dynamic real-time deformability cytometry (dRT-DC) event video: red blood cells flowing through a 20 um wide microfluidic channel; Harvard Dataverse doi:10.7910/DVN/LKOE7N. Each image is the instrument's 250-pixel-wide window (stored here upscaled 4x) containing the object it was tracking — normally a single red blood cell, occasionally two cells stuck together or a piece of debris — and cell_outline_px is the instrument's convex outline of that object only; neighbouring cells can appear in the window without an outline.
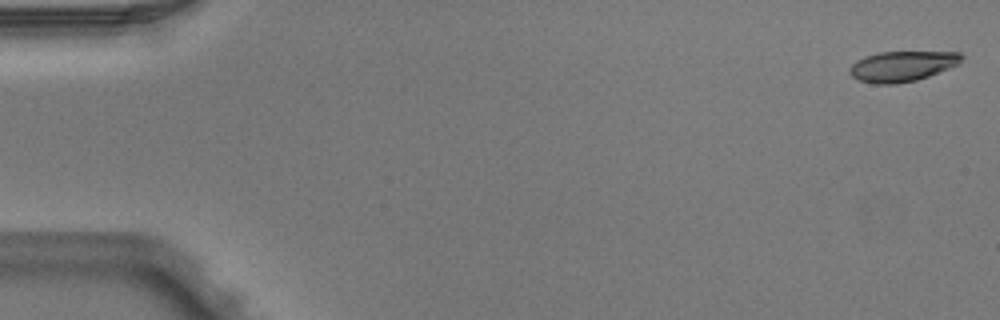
{"species": "Egyptian fruit bat (a non-hibernating species)", "species_latin": "Rousettus aegyptiacus", "temperature_condition": "warm", "stored_images_in_passage": 5, "camera_frame_rate_fps": 3000, "um_per_image_px": 0.085, "animal": {"sex": "male"}, "frame": {"image": 1, "passage_image": 1, "time_ms": 0.0, "image_size_px": [1000, 320], "cell_outline_px": [[964, 56], [956, 64], [948, 68], [928, 76], [916, 80], [896, 84], [872, 84], [860, 80], [852, 76], [848, 72], [848, 68], [856, 60], [864, 56], [880, 52], [960, 52]], "centroid_in_image_um": [76.62, 5.63], "position_along_channel_um": 8.4, "area_um2": 19.71}}
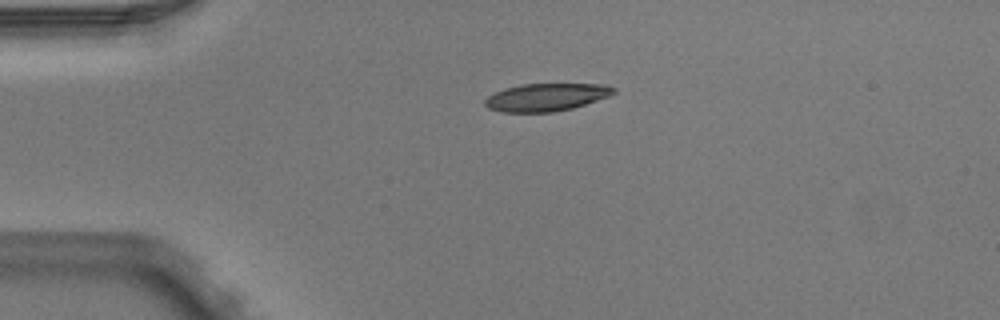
{"frame": {"image": 2, "passage_image": 4, "time_ms": 1.0, "image_size_px": [1000, 320], "cell_outline_px": [[616, 92], [608, 96], [572, 108], [552, 112], [504, 112], [488, 108], [484, 104], [484, 100], [488, 96], [504, 88], [520, 84], [604, 84], [616, 88]], "centroid_in_image_um": [46.41, 8.25], "position_along_channel_um": 38.6, "area_um2": 20.63}}